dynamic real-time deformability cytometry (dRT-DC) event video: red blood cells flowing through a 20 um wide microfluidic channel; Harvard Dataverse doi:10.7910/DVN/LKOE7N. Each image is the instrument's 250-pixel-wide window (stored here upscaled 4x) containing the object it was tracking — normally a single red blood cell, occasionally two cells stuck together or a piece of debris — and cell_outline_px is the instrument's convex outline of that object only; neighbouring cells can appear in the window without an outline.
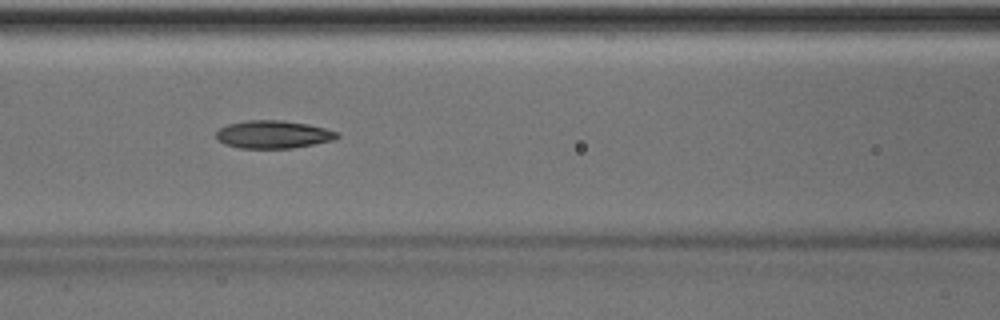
{"species": "Egyptian fruit bat (a non-hibernating species)", "species_latin": "Rousettus aegyptiacus", "temperature_condition": "room temperature", "stored_images_in_passage": 50, "camera_frame_rate_fps": 3000, "um_per_image_px": 0.085, "animal": {"sex": "male"}, "frame": {"image": 1, "passage_image": 22, "time_ms": 7.0, "image_size_px": [1000, 320], "cell_outline_px": [[340, 136], [332, 140], [292, 148], [240, 148], [224, 144], [216, 140], [216, 132], [220, 128], [228, 124], [244, 120], [280, 120], [308, 124], [340, 132]], "centroid_in_image_um": [23.19, 11.42], "position_along_channel_um": 143.4, "area_um2": 19.65}}
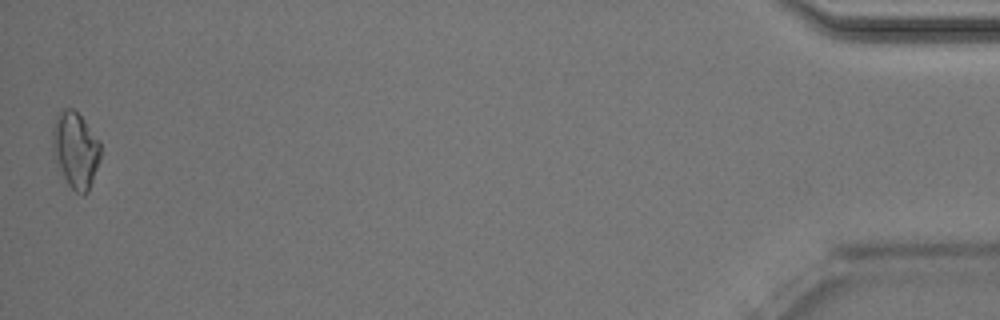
{"frame": {"image": 2, "passage_image": 50, "time_ms": 16.333, "image_size_px": [1000, 320], "cell_outline_px": [[100, 160], [88, 192], [84, 196], [76, 192], [68, 184], [52, 156], [52, 128], [56, 116], [64, 108], [72, 108], [84, 120], [100, 140]], "centroid_in_image_um": [6.41, 12.75], "position_along_channel_um": 428.8, "area_um2": 21.44}, "authors_computed_cell_mechanics": {"area_um2": 20.0277, "velocity_mm_per_s": 4.0474, "shape_relaxation_time_tau1_ms": 7.4304, "shape_relaxation_time_tau2_ms": 8.6836, "deformation_change_tau1": 0.1604, "deformation_change_tau2": 0.1784}}